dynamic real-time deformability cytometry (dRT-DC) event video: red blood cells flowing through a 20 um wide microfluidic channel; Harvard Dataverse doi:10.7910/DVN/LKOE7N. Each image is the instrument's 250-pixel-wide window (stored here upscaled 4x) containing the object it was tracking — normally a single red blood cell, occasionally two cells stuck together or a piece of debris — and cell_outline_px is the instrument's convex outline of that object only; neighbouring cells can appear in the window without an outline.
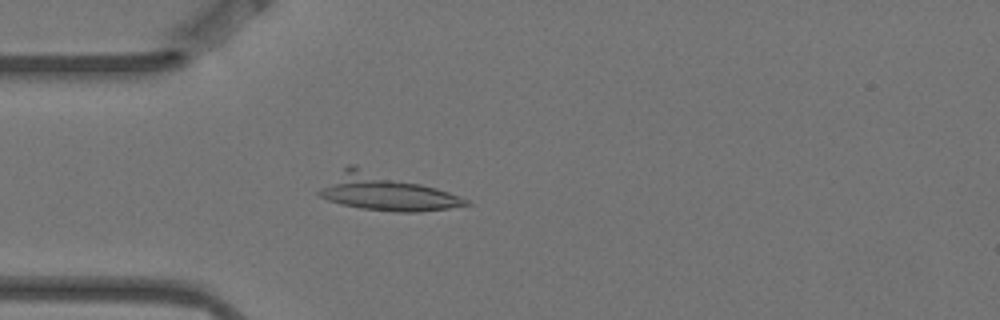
{"species": "Egyptian fruit bat (a non-hibernating species)", "species_latin": "Rousettus aegyptiacus", "temperature_condition": "warm", "stored_images_in_passage": 3, "camera_frame_rate_fps": 3000, "um_per_image_px": 0.085, "animal": {"sex": "female"}, "frame": {"image": 1, "passage_image": 3, "time_ms": 0.667, "image_size_px": [1000, 320], "cell_outline_px": [[472, 204], [448, 208], [420, 212], [396, 212], [360, 208], [340, 204], [328, 200], [320, 196], [316, 192], [348, 164], [356, 164], [436, 188], [460, 196], [468, 200]], "centroid_in_image_um": [32.77, 16.33], "position_along_channel_um": 52.2, "area_um2": 30.98}}